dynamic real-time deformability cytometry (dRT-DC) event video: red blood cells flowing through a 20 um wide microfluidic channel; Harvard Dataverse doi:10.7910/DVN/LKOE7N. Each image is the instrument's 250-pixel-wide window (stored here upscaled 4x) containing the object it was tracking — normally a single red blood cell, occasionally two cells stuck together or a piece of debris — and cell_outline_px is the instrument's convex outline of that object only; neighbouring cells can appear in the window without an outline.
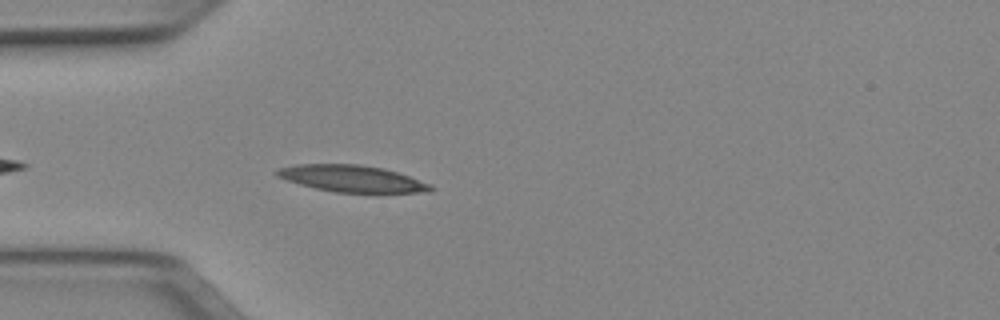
{"species": "Egyptian fruit bat (a non-hibernating species)", "species_latin": "Rousettus aegyptiacus", "temperature_condition": "cold", "stored_images_in_passage": 12, "camera_frame_rate_fps": 3000, "um_per_image_px": 0.085, "animal": {"sex": "female"}, "frame": {"image": 1, "passage_image": 4, "time_ms": 1.0, "image_size_px": [1000, 320], "cell_outline_px": [[436, 188], [432, 192], [336, 192], [316, 188], [300, 184], [276, 176], [272, 172], [280, 168], [296, 164], [360, 164], [384, 168], [432, 184]], "centroid_in_image_um": [29.93, 15.17], "position_along_channel_um": 55.1, "area_um2": 23.81}}
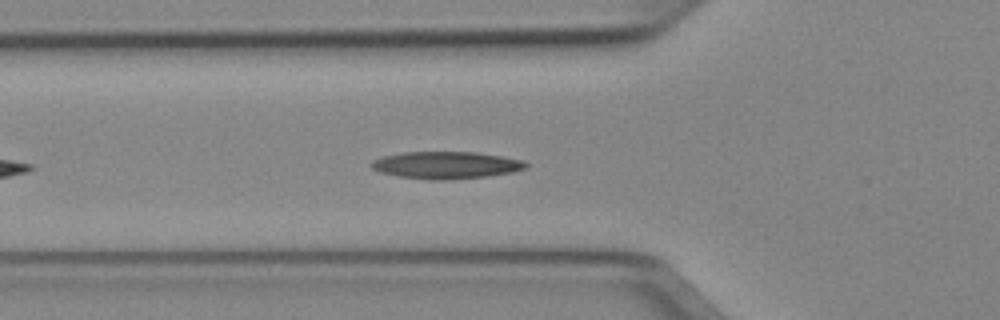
{"frame": {"image": 2, "passage_image": 7, "time_ms": 2.0, "image_size_px": [1000, 320], "cell_outline_px": [[528, 164], [524, 168], [512, 172], [488, 176], [444, 180], [428, 180], [396, 176], [380, 172], [372, 168], [368, 164], [372, 160], [384, 156], [404, 152], [476, 152], [524, 160]], "centroid_in_image_um": [37.87, 14.04], "position_along_channel_um": 87.9, "area_um2": 24.51}}
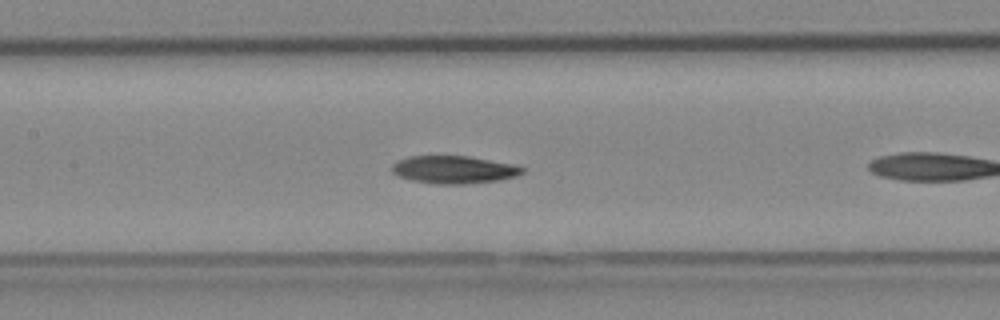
{"frame": {"image": 3, "passage_image": 10, "time_ms": 3.0, "image_size_px": [1000, 320], "cell_outline_px": [[524, 172], [516, 176], [500, 180], [464, 184], [436, 184], [412, 180], [400, 176], [392, 172], [392, 164], [396, 160], [408, 156], [468, 156], [512, 164], [524, 168]], "centroid_in_image_um": [38.56, 14.42], "position_along_channel_um": 168.8, "area_um2": 20.98}}